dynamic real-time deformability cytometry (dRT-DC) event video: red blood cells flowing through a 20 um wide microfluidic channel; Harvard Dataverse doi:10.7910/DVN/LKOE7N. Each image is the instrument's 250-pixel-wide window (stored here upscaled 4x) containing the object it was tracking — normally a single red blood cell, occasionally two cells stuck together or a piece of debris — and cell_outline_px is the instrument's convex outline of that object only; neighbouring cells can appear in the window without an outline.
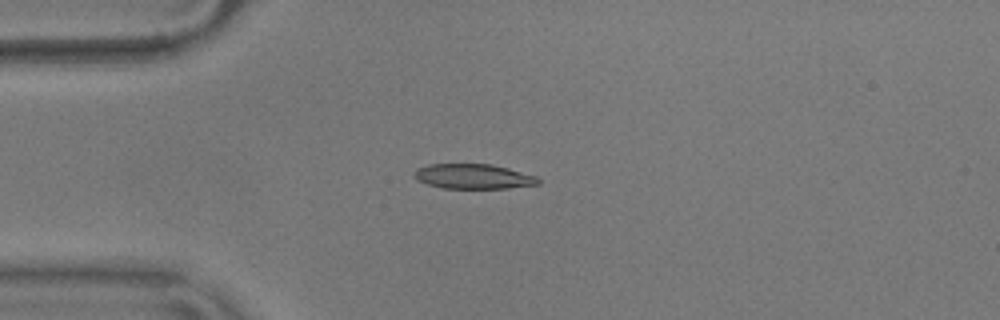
{"species": "common noctule bat (a hibernating species)", "species_latin": "Nyctalus noctula", "temperature_condition": "warm", "stored_images_in_passage": 41, "camera_frame_rate_fps": 3000, "um_per_image_px": 0.085, "animal": {"sex": "male", "body_mass_g": 17.9}, "frame": {"image": 1, "passage_image": 1, "time_ms": 0.0, "image_size_px": [1000, 320], "cell_outline_px": [[540, 184], [508, 188], [444, 188], [428, 184], [416, 180], [412, 176], [412, 172], [416, 168], [428, 164], [492, 164], [508, 168], [536, 176], [540, 180]], "centroid_in_image_um": [40.19, 14.99], "position_along_channel_um": 44.8, "area_um2": 18.09}}
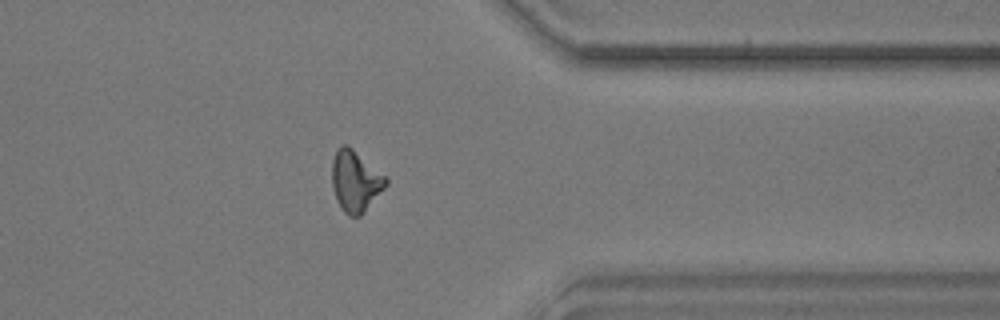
{"frame": {"image": 2, "passage_image": 31, "time_ms": 10.0, "image_size_px": [1000, 320], "cell_outline_px": [[388, 184], [364, 212], [360, 216], [348, 216], [340, 208], [336, 200], [332, 184], [332, 160], [336, 148], [340, 144], [348, 144], [388, 176]], "centroid_in_image_um": [30.22, 15.36], "position_along_channel_um": 381.2, "area_um2": 19.71}}
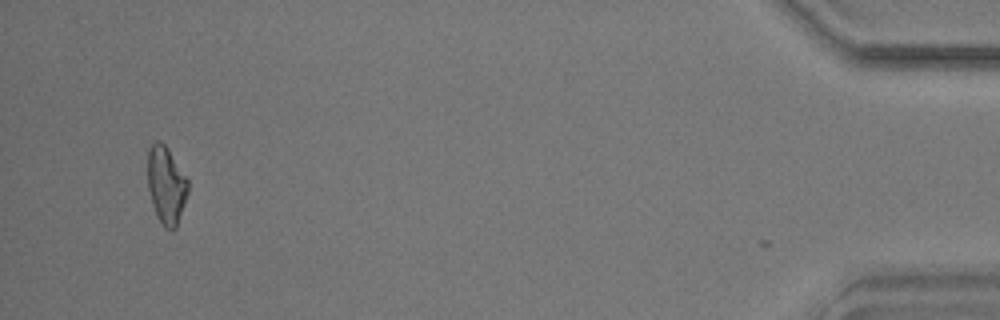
{"frame": {"image": 3, "passage_image": 40, "time_ms": 13.0, "image_size_px": [1000, 320], "cell_outline_px": [[188, 192], [176, 228], [172, 232], [164, 228], [152, 204], [148, 188], [148, 148], [156, 140], [160, 140], [168, 148], [188, 180]], "centroid_in_image_um": [14.13, 15.73], "position_along_channel_um": 421.1, "area_um2": 18.15}, "authors_computed_cell_mechanics": {"area_um2": 18.1492, "velocity_mm_per_s": 3.6344, "shape_relaxation_time_tau1_ms": 8.8639, "shape_relaxation_time_tau2_ms": 3.1474, "deformation_change_tau1": 0.2274, "deformation_change_tau2": 0.1226}}